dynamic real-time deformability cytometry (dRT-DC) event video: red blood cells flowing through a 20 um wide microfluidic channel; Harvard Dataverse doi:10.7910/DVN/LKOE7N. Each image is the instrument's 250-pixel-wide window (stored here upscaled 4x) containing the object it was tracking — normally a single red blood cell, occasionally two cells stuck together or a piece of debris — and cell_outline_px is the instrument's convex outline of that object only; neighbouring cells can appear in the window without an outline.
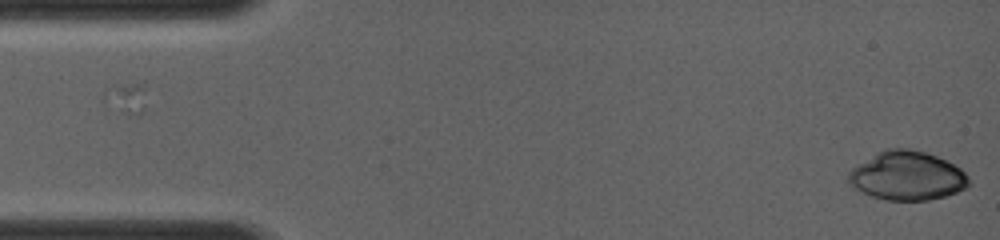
{"species": "common noctule bat (a hibernating species)", "species_latin": "Nyctalus noctula", "temperature_condition": "room temperature", "stored_images_in_passage": 3, "camera_frame_rate_fps": 4000, "um_per_image_px": 0.085, "animal": {"sex": "female", "body_mass_g": 19.0, "forearm_length_mm": 56.7}, "frame": {"image": 1, "passage_image": 3, "time_ms": 1.0, "image_size_px": [1000, 240], "cell_outline_px": [[972, 184], [956, 192], [944, 196], [928, 200], [884, 200], [872, 196], [852, 188], [848, 184], [848, 172], [852, 168], [880, 152], [888, 148], [908, 148], [924, 152], [936, 156], [960, 168], [968, 176]], "centroid_in_image_um": [77.1, 14.96], "position_along_channel_um": 7.9, "area_um2": 34.04}}